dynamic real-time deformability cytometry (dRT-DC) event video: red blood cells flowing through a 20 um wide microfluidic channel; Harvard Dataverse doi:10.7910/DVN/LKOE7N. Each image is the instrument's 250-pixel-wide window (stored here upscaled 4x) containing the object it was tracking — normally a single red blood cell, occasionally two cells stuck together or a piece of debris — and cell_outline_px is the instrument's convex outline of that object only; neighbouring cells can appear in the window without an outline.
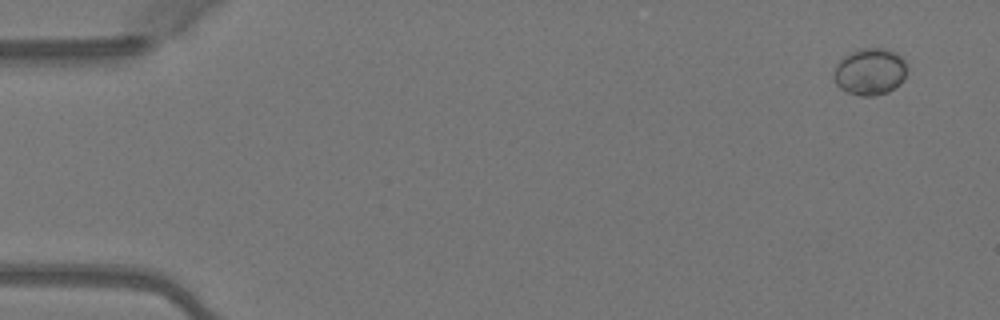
{"species": "Egyptian fruit bat (a non-hibernating species)", "species_latin": "Rousettus aegyptiacus", "temperature_condition": "warm", "stored_images_in_passage": 6, "camera_frame_rate_fps": 3000, "um_per_image_px": 0.085, "animal": {"sex": "female"}, "frame": {"image": 1, "passage_image": 1, "time_ms": 0.0, "image_size_px": [1000, 320], "cell_outline_px": [[908, 68], [904, 80], [900, 84], [888, 92], [876, 96], [860, 96], [844, 92], [836, 84], [832, 76], [836, 64], [844, 56], [860, 48], [884, 48], [896, 52], [908, 64]], "centroid_in_image_um": [73.95, 6.1], "position_along_channel_um": 11.0, "area_um2": 20.46}}
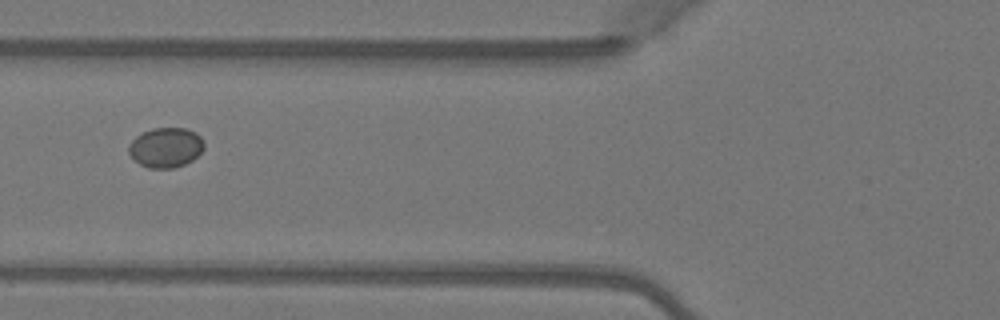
{"frame": {"image": 2, "passage_image": 5, "time_ms": 1.333, "image_size_px": [1000, 320], "cell_outline_px": [[204, 148], [192, 160], [184, 164], [172, 168], [148, 168], [140, 164], [128, 152], [128, 144], [136, 136], [152, 128], [184, 128], [196, 132], [204, 140]], "centroid_in_image_um": [14.09, 12.53], "position_along_channel_um": 111.7, "area_um2": 17.46}}
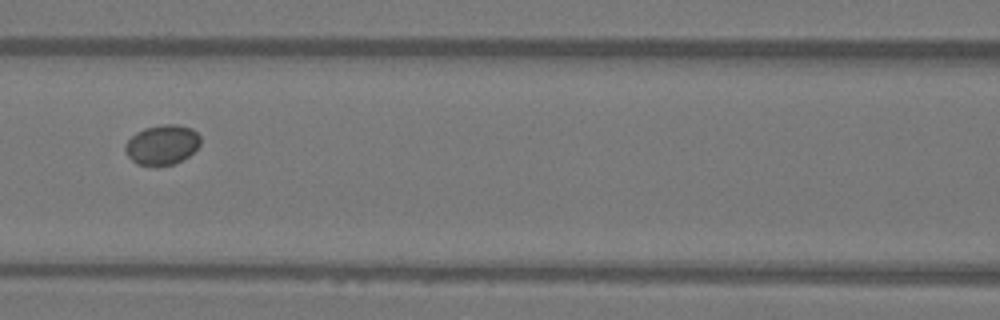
{"frame": {"image": 3, "passage_image": 6, "time_ms": 1.667, "image_size_px": [1000, 320], "cell_outline_px": [[200, 144], [188, 156], [172, 164], [136, 164], [124, 152], [124, 144], [136, 132], [144, 128], [164, 124], [176, 124], [192, 128], [200, 136]], "centroid_in_image_um": [13.76, 12.27], "position_along_channel_um": 152.8, "area_um2": 17.22}}